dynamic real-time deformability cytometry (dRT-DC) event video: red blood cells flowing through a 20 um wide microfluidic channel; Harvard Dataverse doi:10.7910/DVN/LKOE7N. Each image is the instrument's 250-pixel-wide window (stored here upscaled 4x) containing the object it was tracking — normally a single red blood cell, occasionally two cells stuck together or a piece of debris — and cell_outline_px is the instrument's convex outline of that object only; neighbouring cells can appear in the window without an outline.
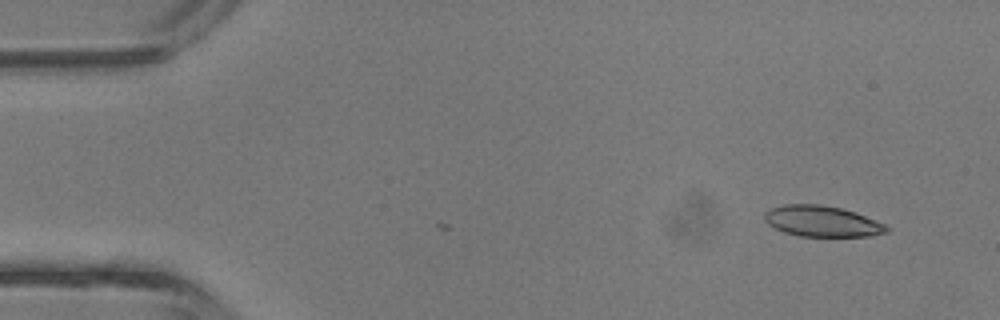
{"species": "common noctule bat (a hibernating species)", "species_latin": "Nyctalus noctula", "temperature_condition": "room temperature", "stored_images_in_passage": 4, "camera_frame_rate_fps": 3000, "um_per_image_px": 0.085, "animal": {"sex": "male", "body_mass_g": 13.3}, "frame": {"image": 1, "passage_image": 1, "time_ms": 0.0, "image_size_px": [1000, 320], "cell_outline_px": [[892, 228], [888, 232], [872, 236], [800, 236], [784, 232], [768, 224], [764, 220], [764, 212], [772, 208], [784, 204], [820, 204], [840, 208], [856, 212], [884, 224]], "centroid_in_image_um": [69.89, 18.81], "position_along_channel_um": 15.1, "area_um2": 22.02}}
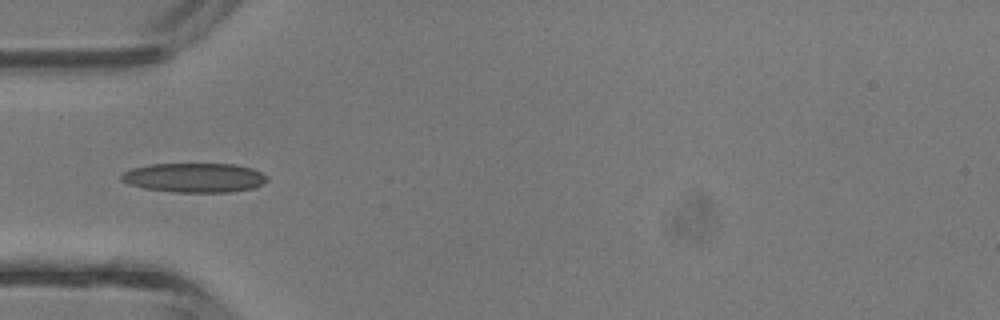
{"frame": {"image": 2, "passage_image": 4, "time_ms": 1.0, "image_size_px": [1000, 320], "cell_outline_px": [[268, 180], [264, 184], [252, 188], [228, 192], [172, 192], [144, 188], [120, 180], [120, 176], [124, 172], [132, 168], [148, 164], [236, 164], [252, 168], [268, 176]], "centroid_in_image_um": [16.54, 15.1], "position_along_channel_um": 68.5, "area_um2": 24.97}}